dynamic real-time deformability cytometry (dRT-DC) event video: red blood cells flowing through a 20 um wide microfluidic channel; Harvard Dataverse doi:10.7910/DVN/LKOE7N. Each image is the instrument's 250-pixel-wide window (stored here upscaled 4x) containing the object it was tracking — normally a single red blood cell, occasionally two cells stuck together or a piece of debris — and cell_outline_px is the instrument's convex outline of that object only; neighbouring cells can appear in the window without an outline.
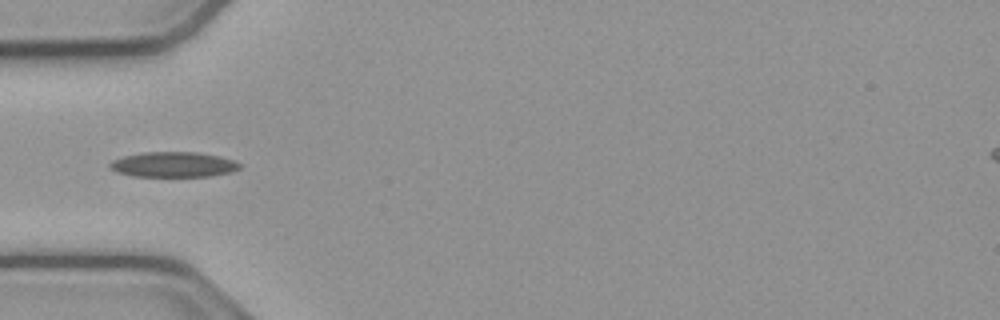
{"species": "common noctule bat (a hibernating species)", "species_latin": "Nyctalus noctula", "temperature_condition": "cold", "stored_images_in_passage": 37, "camera_frame_rate_fps": 3000, "um_per_image_px": 0.085, "animal": {"sex": "male", "body_mass_g": 23.1, "forearm_length_mm": 52.7}, "frame": {"image": 1, "passage_image": 1, "time_ms": 0.0, "image_size_px": [1000, 320], "cell_outline_px": [[244, 164], [240, 168], [232, 172], [212, 176], [132, 176], [116, 172], [108, 168], [108, 164], [112, 160], [124, 156], [144, 152], [196, 152], [220, 156], [236, 160]], "centroid_in_image_um": [14.77, 13.98], "position_along_channel_um": 70.2, "area_um2": 19.36}}
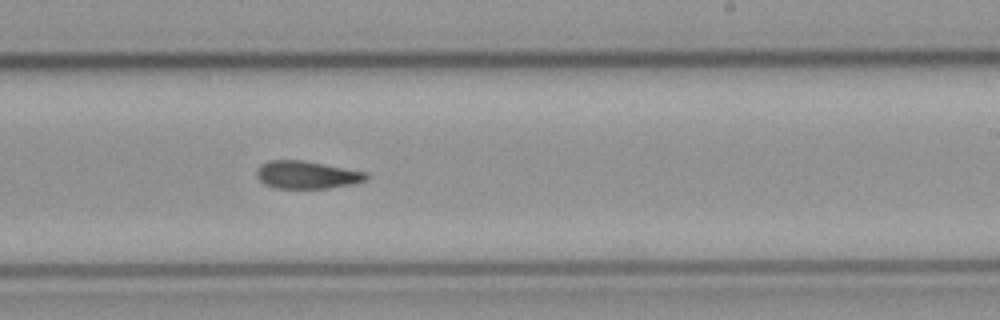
{"frame": {"image": 2, "passage_image": 16, "time_ms": 5.0, "image_size_px": [1000, 320], "cell_outline_px": [[368, 176], [364, 180], [352, 184], [328, 188], [272, 188], [264, 184], [256, 176], [256, 168], [260, 164], [268, 160], [304, 160], [364, 172]], "centroid_in_image_um": [25.98, 14.86], "position_along_channel_um": 263.0, "area_um2": 17.63}}
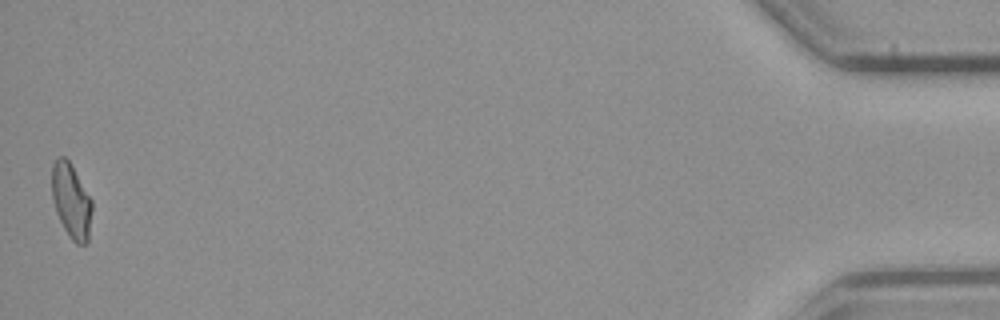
{"frame": {"image": 3, "passage_image": 37, "time_ms": 12.0, "image_size_px": [1000, 320], "cell_outline_px": [[92, 208], [88, 240], [84, 244], [76, 244], [68, 236], [56, 212], [52, 200], [52, 164], [60, 156], [64, 156], [68, 160], [92, 200]], "centroid_in_image_um": [6.05, 17.09], "position_along_channel_um": 429.2, "area_um2": 17.28}, "authors_computed_cell_mechanics": {"area_um2": 17.918, "velocity_mm_per_s": 3.8294, "shape_relaxation_time_tau1_ms": null, "shape_relaxation_time_tau2_ms": 5.8689, "deformation_change_tau1": null, "deformation_change_tau2": 0.1314}}